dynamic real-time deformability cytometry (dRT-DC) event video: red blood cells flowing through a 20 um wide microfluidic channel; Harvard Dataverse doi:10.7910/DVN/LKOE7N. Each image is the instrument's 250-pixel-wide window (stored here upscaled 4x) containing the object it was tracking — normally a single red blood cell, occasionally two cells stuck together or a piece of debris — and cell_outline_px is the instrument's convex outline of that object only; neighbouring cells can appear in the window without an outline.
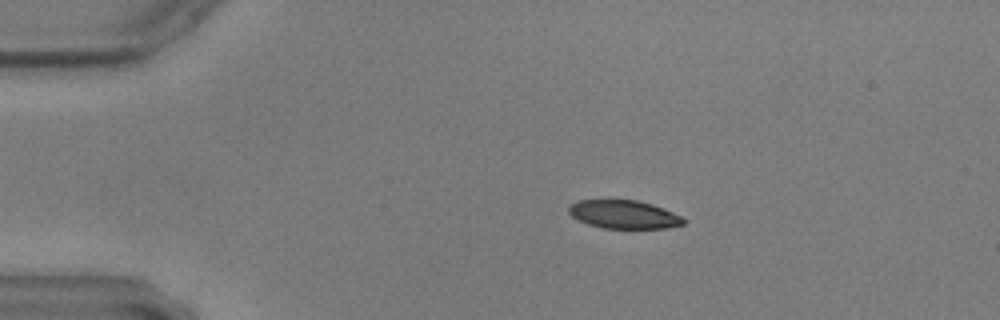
{"species": "common noctule bat (a hibernating species)", "species_latin": "Nyctalus noctula", "temperature_condition": "warm", "stored_images_in_passage": 49, "camera_frame_rate_fps": 3000, "um_per_image_px": 0.085, "animal": {"sex": "male", "body_mass_g": 17.9, "forearm_length_mm": 54.2}, "frame": {"image": 1, "passage_image": 2, "time_ms": 0.333, "image_size_px": [1000, 320], "cell_outline_px": [[688, 220], [684, 224], [668, 228], [604, 228], [588, 224], [576, 220], [568, 212], [568, 208], [576, 200], [636, 200], [652, 204], [664, 208]], "centroid_in_image_um": [53.03, 18.23], "position_along_channel_um": 32.0, "area_um2": 19.02}}
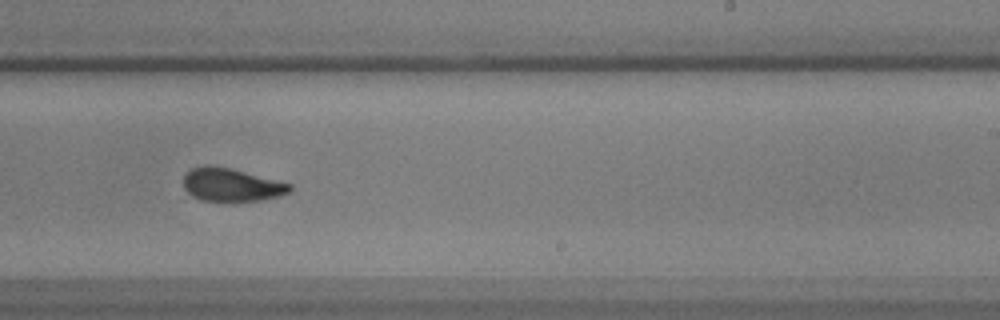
{"frame": {"image": 2, "passage_image": 27, "time_ms": 8.667, "image_size_px": [1000, 320], "cell_outline_px": [[292, 192], [280, 196], [260, 200], [220, 204], [200, 200], [192, 196], [184, 188], [184, 176], [192, 168], [204, 164], [208, 164], [228, 168], [292, 184]], "centroid_in_image_um": [19.65, 15.76], "position_along_channel_um": 269.3, "area_um2": 21.1}}
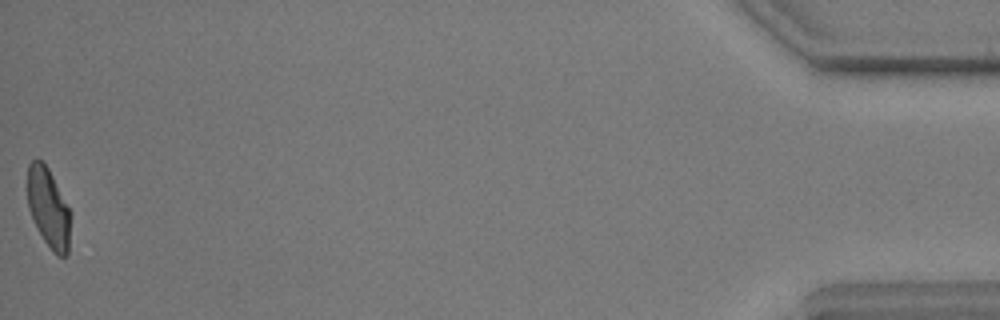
{"frame": {"image": 3, "passage_image": 49, "time_ms": 16.0, "image_size_px": [1000, 320], "cell_outline_px": [[72, 212], [68, 252], [64, 256], [56, 256], [52, 252], [44, 240], [28, 208], [28, 164], [32, 160], [40, 160], [48, 168]], "centroid_in_image_um": [4.16, 17.7], "position_along_channel_um": 431.0, "area_um2": 19.94}}